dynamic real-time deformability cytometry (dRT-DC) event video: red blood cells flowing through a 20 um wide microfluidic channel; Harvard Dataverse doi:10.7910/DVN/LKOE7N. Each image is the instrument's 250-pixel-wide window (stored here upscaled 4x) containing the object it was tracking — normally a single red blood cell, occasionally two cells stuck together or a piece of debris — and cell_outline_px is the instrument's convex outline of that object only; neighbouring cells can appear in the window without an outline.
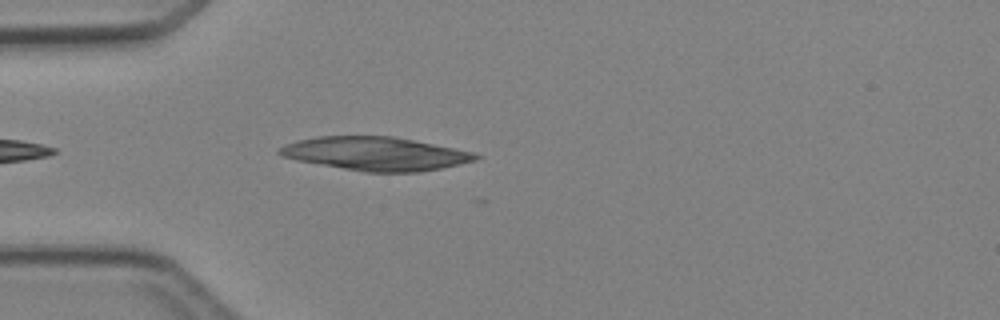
{"species": "Egyptian fruit bat (a non-hibernating species)", "species_latin": "Rousettus aegyptiacus", "temperature_condition": "cold", "stored_images_in_passage": 3, "camera_frame_rate_fps": 3000, "um_per_image_px": 0.085, "animal": {"sex": "female"}, "frame": {"image": 1, "passage_image": 3, "time_ms": 2.333, "image_size_px": [1000, 320], "cell_outline_px": [[480, 156], [476, 160], [460, 164], [420, 172], [364, 172], [296, 160], [284, 156], [276, 152], [280, 148], [288, 144], [300, 140], [316, 136], [396, 136], [476, 152]], "centroid_in_image_um": [31.98, 13.06], "position_along_channel_um": 53.0, "area_um2": 38.26}}